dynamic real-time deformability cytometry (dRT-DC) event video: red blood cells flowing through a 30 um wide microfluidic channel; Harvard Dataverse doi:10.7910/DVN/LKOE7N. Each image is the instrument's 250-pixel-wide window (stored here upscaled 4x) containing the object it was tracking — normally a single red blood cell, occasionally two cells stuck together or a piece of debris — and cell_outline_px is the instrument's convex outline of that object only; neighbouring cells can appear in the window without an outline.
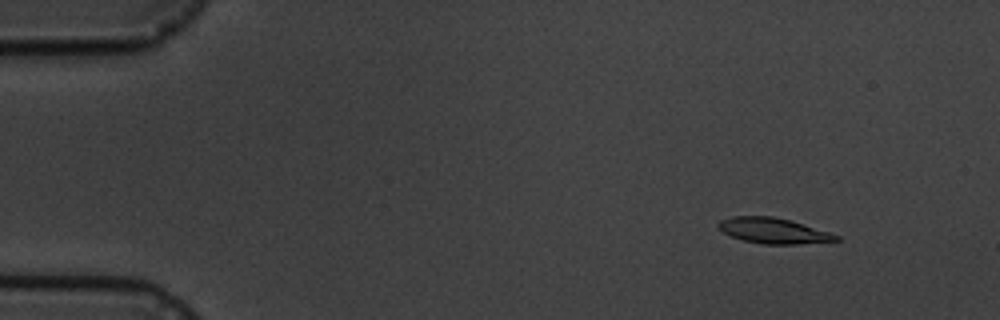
{"species": "common noctule bat (a hibernating species)", "species_latin": "Nyctalus noctula", "temperature_condition": "cold", "stored_images_in_passage": 5, "camera_frame_rate_fps": 3000, "um_per_image_px": 0.085, "animal": {"sex": "male", "body_mass_g": 19.5, "forearm_length_mm": 54.6}, "frame": {"image": 1, "passage_image": 2, "time_ms": 1.0, "image_size_px": [1000, 320], "cell_outline_px": [[840, 240], [800, 244], [764, 244], [744, 240], [732, 236], [724, 232], [716, 224], [720, 220], [732, 216], [772, 216], [788, 220], [828, 232], [840, 236]], "centroid_in_image_um": [65.72, 19.61], "position_along_channel_um": 19.3, "area_um2": 17.17}}